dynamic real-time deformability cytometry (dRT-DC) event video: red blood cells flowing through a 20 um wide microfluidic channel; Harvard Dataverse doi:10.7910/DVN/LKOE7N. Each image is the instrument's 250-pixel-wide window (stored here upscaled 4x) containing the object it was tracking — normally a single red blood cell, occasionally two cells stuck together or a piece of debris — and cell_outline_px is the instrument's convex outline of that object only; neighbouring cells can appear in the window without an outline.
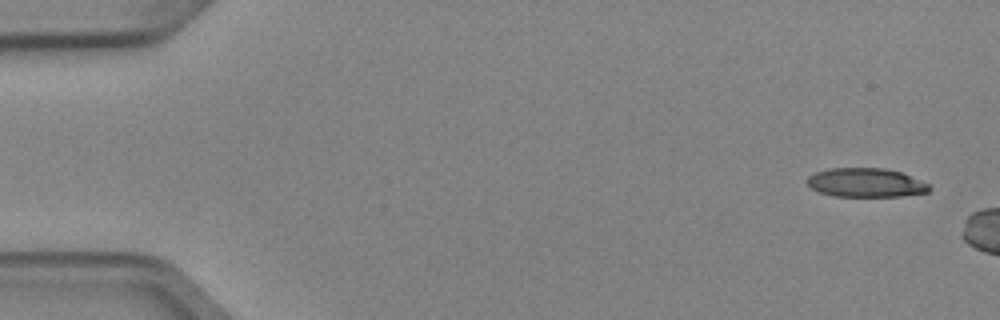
{"species": "Egyptian fruit bat (a non-hibernating species)", "species_latin": "Rousettus aegyptiacus", "temperature_condition": "cold", "stored_images_in_passage": 3, "camera_frame_rate_fps": 3000, "um_per_image_px": 0.085, "animal": {"sex": "female"}, "frame": {"image": 1, "passage_image": 1, "time_ms": 0.0, "image_size_px": [1000, 320], "cell_outline_px": [[932, 188], [928, 192], [904, 196], [836, 196], [820, 192], [812, 188], [804, 180], [808, 176], [816, 172], [828, 168], [884, 168], [900, 172], [928, 184]], "centroid_in_image_um": [73.57, 15.52], "position_along_channel_um": 11.4, "area_um2": 20.52}}